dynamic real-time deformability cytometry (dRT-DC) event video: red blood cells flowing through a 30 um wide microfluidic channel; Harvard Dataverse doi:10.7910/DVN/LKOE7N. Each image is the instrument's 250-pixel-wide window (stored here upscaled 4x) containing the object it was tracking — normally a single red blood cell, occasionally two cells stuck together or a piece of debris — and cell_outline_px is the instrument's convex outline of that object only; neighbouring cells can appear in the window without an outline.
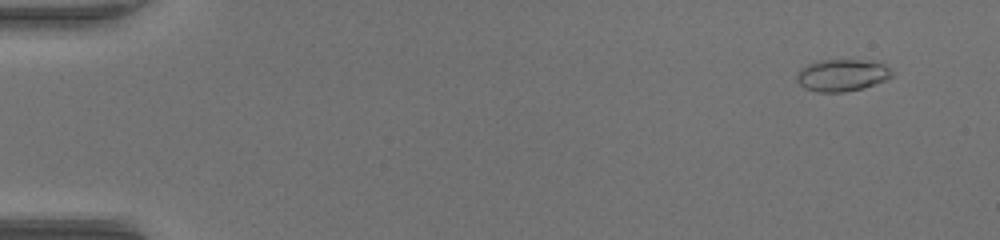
{"species": "common noctule bat (a hibernating species)", "species_latin": "Nyctalus noctula", "temperature_condition": "warm", "stored_images_in_passage": 52, "camera_frame_rate_fps": 3000, "um_per_image_px": 0.085, "animal": {"sex": "female", "body_mass_g": 17.0, "forearm_length_mm": 48.0}, "frame": {"image": 1, "passage_image": 4, "time_ms": 1.0, "image_size_px": [1000, 240], "cell_outline_px": [[892, 76], [884, 80], [860, 88], [844, 92], [816, 92], [804, 88], [796, 80], [796, 76], [800, 68], [808, 64], [824, 60], [856, 60], [884, 64], [892, 72]], "centroid_in_image_um": [71.5, 6.4], "position_along_channel_um": 13.5, "area_um2": 17.34}}
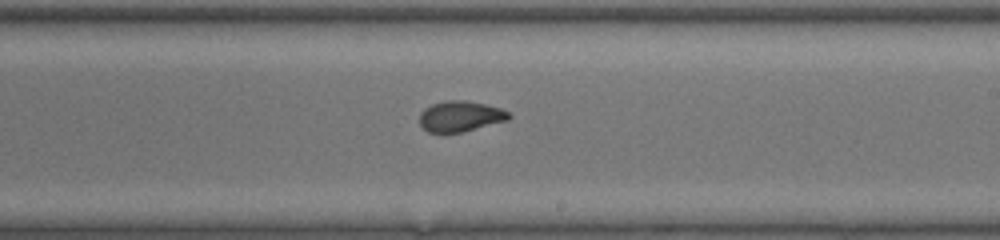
{"frame": {"image": 2, "passage_image": 32, "time_ms": 10.333, "image_size_px": [1000, 240], "cell_outline_px": [[512, 116], [508, 120], [444, 136], [428, 132], [420, 124], [420, 112], [424, 108], [432, 104], [448, 100], [464, 100], [484, 104], [500, 108], [508, 112]], "centroid_in_image_um": [39.08, 9.92], "position_along_channel_um": 249.9, "area_um2": 16.18}}
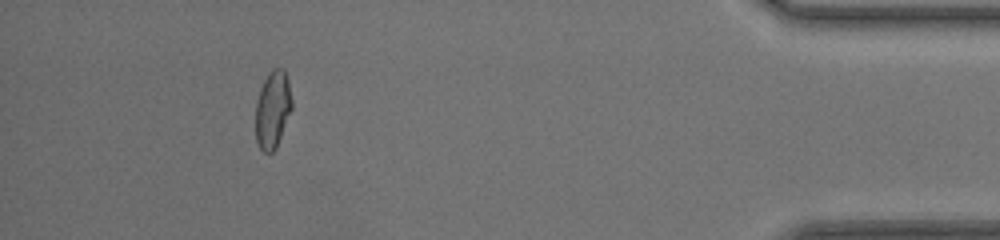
{"frame": {"image": 3, "passage_image": 48, "time_ms": 15.667, "image_size_px": [1000, 240], "cell_outline_px": [[292, 108], [276, 148], [272, 152], [264, 152], [260, 148], [256, 140], [256, 100], [260, 88], [268, 72], [272, 68], [284, 68], [288, 80], [292, 100]], "centroid_in_image_um": [23.18, 9.27], "position_along_channel_um": 412.0, "area_um2": 16.42}, "authors_computed_cell_mechanics": {"area_um2": 16.3863, "velocity_mm_per_s": 4.0868, "shape_relaxation_time_tau1_ms": 4.9763, "shape_relaxation_time_tau2_ms": 0.9114, "deformation_change_tau1": 0.2029, "deformation_change_tau2": 0.0487}}